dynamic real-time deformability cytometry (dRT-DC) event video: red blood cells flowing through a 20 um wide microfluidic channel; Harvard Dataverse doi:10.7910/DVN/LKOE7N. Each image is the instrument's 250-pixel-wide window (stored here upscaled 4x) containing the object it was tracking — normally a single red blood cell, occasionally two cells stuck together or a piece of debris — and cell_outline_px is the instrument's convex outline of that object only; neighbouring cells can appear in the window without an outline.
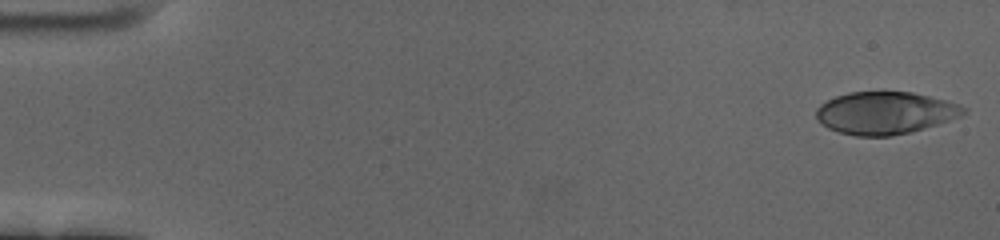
{"species": "human", "species_latin": "Homo sapiens", "temperature_condition": "cold", "stored_images_in_passage": 58, "camera_frame_rate_fps": 3000, "um_per_image_px": 0.085, "donor": {"sex": "female"}, "frame": {"image": 1, "passage_image": 1, "time_ms": 0.0, "image_size_px": [1000, 240], "cell_outline_px": [[968, 112], [960, 116], [912, 132], [892, 136], [856, 136], [840, 132], [828, 128], [820, 124], [816, 120], [816, 108], [820, 104], [836, 96], [848, 92], [912, 92], [948, 100], [960, 104], [968, 108]], "centroid_in_image_um": [75.24, 9.6], "position_along_channel_um": 9.8, "area_um2": 36.65}}
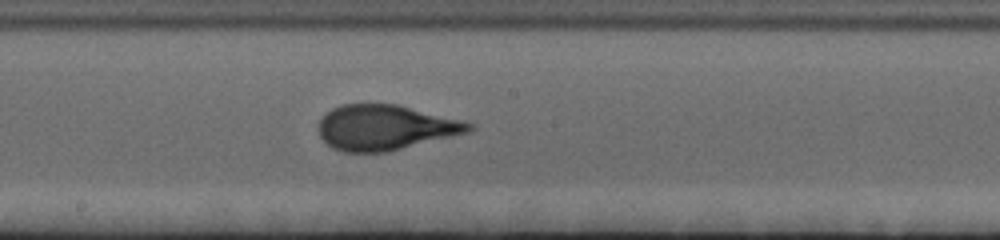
{"frame": {"image": 2, "passage_image": 32, "time_ms": 10.333, "image_size_px": [1000, 240], "cell_outline_px": [[476, 128], [468, 132], [388, 152], [344, 152], [332, 148], [320, 136], [320, 116], [324, 112], [340, 104], [396, 104], [464, 120], [476, 124]], "centroid_in_image_um": [32.76, 10.83], "position_along_channel_um": 215.4, "area_um2": 39.77}}
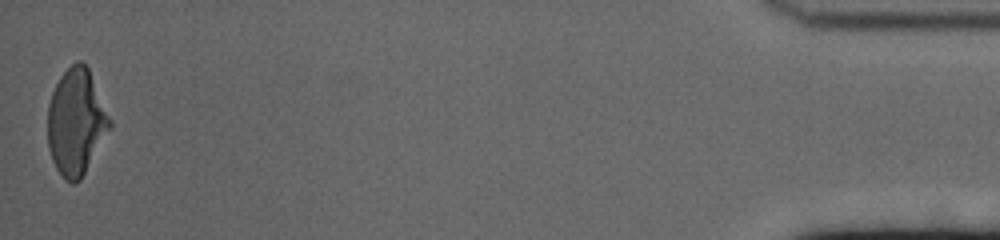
{"frame": {"image": 3, "passage_image": 58, "time_ms": 19.0, "image_size_px": [1000, 240], "cell_outline_px": [[112, 128], [80, 180], [72, 184], [64, 180], [56, 168], [52, 160], [48, 148], [48, 104], [52, 92], [60, 76], [76, 60], [80, 60], [88, 68], [112, 120]], "centroid_in_image_um": [6.48, 10.39], "position_along_channel_um": 428.7, "area_um2": 38.61}, "authors_computed_cell_mechanics": {"area_um2": 38.6682, "velocity_mm_per_s": 3.4485, "shape_relaxation_time_tau1_ms": 5.7104, "shape_relaxation_time_tau2_ms": null, "deformation_change_tau1": 0.2262, "deformation_change_tau2": null}}